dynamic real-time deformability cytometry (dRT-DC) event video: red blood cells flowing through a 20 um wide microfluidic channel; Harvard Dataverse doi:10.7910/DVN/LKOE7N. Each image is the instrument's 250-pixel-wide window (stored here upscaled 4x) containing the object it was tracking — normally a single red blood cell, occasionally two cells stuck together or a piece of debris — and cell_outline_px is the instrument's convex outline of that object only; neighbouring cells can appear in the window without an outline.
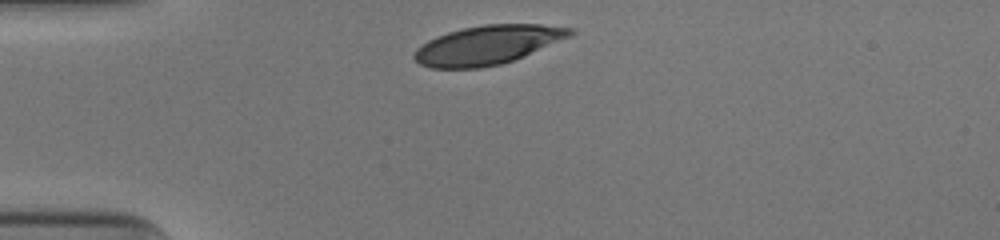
{"species": "human", "species_latin": "Homo sapiens", "temperature_condition": "cold", "stored_images_in_passage": 30, "camera_frame_rate_fps": 3000, "um_per_image_px": 0.085, "donor": {"sex": "male"}, "frame": {"image": 1, "passage_image": 1, "time_ms": 0.0, "image_size_px": [1000, 240], "cell_outline_px": [[576, 32], [572, 36], [512, 60], [500, 64], [480, 68], [428, 68], [420, 64], [412, 56], [412, 52], [416, 48], [428, 40], [436, 36], [448, 32], [464, 28], [484, 24], [540, 24], [576, 28]], "centroid_in_image_um": [41.44, 3.81], "position_along_channel_um": 43.6, "area_um2": 35.43}}
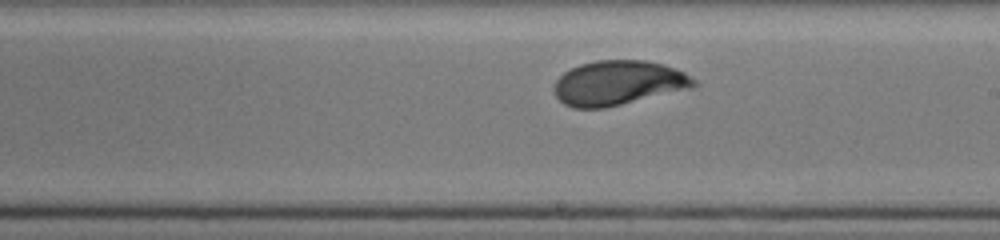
{"frame": {"image": 2, "passage_image": 18, "time_ms": 5.667, "image_size_px": [1000, 240], "cell_outline_px": [[700, 84], [692, 88], [604, 108], [572, 108], [564, 104], [556, 96], [556, 80], [564, 72], [580, 64], [596, 60], [644, 60], [660, 64], [684, 72], [696, 80]], "centroid_in_image_um": [52.57, 7.05], "position_along_channel_um": 236.4, "area_um2": 36.01}}
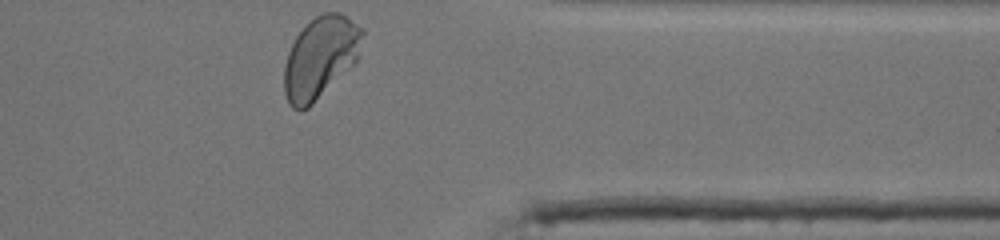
{"frame": {"image": 3, "passage_image": 30, "time_ms": 9.667, "image_size_px": [1000, 240], "cell_outline_px": [[364, 32], [356, 60], [308, 108], [300, 112], [292, 108], [288, 104], [284, 92], [284, 64], [288, 52], [296, 36], [304, 24], [316, 16], [324, 12], [340, 12], [364, 28]], "centroid_in_image_um": [27.19, 4.87], "position_along_channel_um": 384.2, "area_um2": 37.05}, "authors_computed_cell_mechanics": {"area_um2": 36.3562, "velocity_mm_per_s": 3.9203, "shape_relaxation_time_tau1_ms": 3.0313, "shape_relaxation_time_tau2_ms": null, "deformation_change_tau1": 0.1616, "deformation_change_tau2": null}}